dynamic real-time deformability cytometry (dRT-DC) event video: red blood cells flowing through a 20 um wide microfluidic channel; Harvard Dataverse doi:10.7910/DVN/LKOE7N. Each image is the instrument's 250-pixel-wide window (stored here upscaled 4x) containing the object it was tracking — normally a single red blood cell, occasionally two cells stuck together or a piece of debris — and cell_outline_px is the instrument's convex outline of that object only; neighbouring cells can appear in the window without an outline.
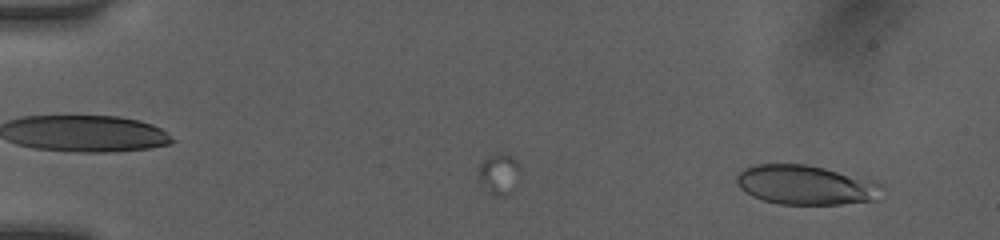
{"species": "human", "species_latin": "Homo sapiens", "temperature_condition": "room temperature", "stored_images_in_passage": 14, "camera_frame_rate_fps": 3000, "um_per_image_px": 0.085, "donor": {"sex": "female"}, "frame": {"image": 1, "passage_image": 4, "time_ms": 0.667, "image_size_px": [1000, 240], "cell_outline_px": [[884, 188], [872, 200], [840, 204], [780, 204], [764, 200], [752, 196], [744, 192], [736, 184], [736, 176], [744, 168], [752, 164], [804, 164], [824, 168], [884, 184]], "centroid_in_image_um": [68.41, 15.71], "position_along_channel_um": 16.6, "area_um2": 33.12}}